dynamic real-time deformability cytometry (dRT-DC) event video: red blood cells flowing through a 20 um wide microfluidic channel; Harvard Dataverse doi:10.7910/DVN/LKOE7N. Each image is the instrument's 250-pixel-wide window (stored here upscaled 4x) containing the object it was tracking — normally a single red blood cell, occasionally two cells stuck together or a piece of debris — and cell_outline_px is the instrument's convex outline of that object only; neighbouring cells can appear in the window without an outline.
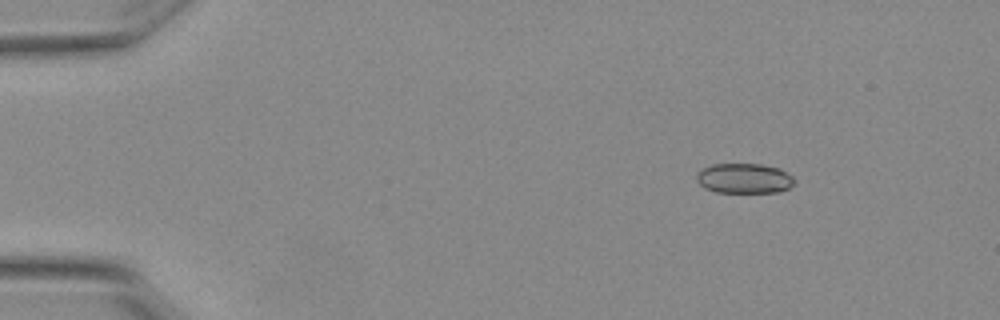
{"species": "Egyptian fruit bat (a non-hibernating species)", "species_latin": "Rousettus aegyptiacus", "temperature_condition": "warm", "stored_images_in_passage": 4, "camera_frame_rate_fps": 3000, "um_per_image_px": 0.085, "animal": {"sex": "female"}, "frame": {"image": 1, "passage_image": 1, "time_ms": 0.0, "image_size_px": [1000, 320], "cell_outline_px": [[796, 180], [788, 188], [780, 192], [716, 192], [704, 188], [696, 180], [696, 172], [712, 164], [760, 164], [780, 168], [792, 176]], "centroid_in_image_um": [63.25, 15.16], "position_along_channel_um": 21.8, "area_um2": 17.17}}